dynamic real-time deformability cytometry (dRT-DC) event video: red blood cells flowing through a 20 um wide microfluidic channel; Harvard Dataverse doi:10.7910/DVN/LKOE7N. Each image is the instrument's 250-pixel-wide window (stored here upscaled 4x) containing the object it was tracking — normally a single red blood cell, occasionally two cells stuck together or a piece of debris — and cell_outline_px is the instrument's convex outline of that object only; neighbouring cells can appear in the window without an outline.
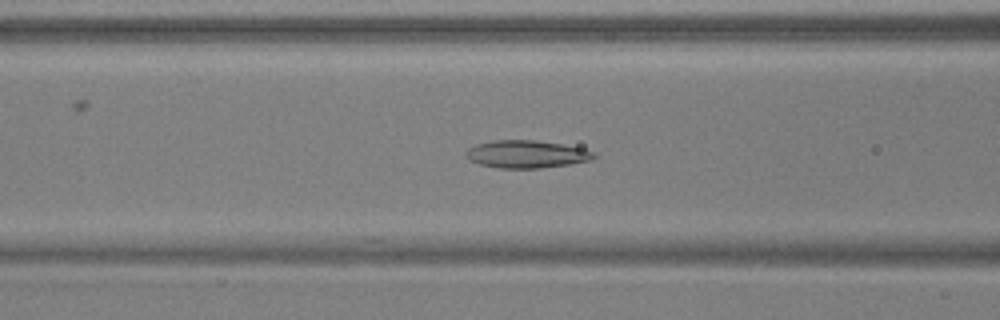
{"species": "common noctule bat (a hibernating species)", "species_latin": "Nyctalus noctula", "temperature_condition": "warm", "stored_images_in_passage": 52, "camera_frame_rate_fps": 3000, "um_per_image_px": 0.085, "animal": {"sex": "male", "body_mass_g": 17.9, "forearm_length_mm": 54.2}, "frame": {"image": 1, "passage_image": 21, "time_ms": 6.667, "image_size_px": [1000, 320], "cell_outline_px": [[596, 156], [592, 160], [568, 164], [540, 168], [500, 168], [480, 164], [464, 156], [464, 152], [468, 148], [476, 144], [496, 140], [536, 140], [584, 148], [596, 152]], "centroid_in_image_um": [44.77, 13.1], "position_along_channel_um": 121.8, "area_um2": 20.58}}
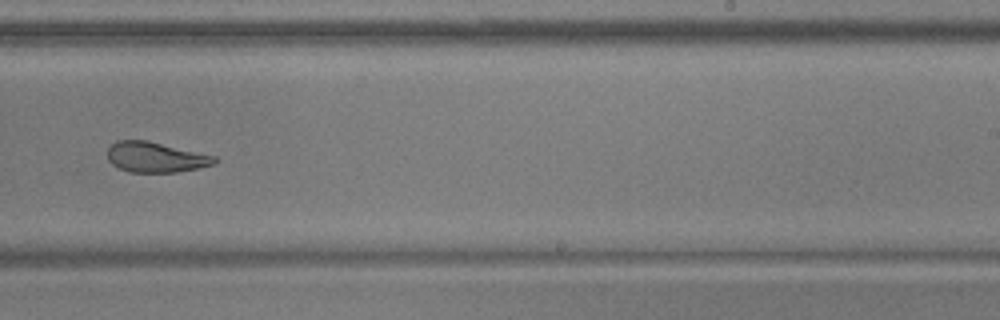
{"frame": {"image": 2, "passage_image": 33, "time_ms": 10.667, "image_size_px": [1000, 320], "cell_outline_px": [[220, 160], [216, 164], [176, 172], [128, 172], [112, 164], [108, 160], [108, 148], [116, 140], [148, 140], [216, 156]], "centroid_in_image_um": [13.25, 13.35], "position_along_channel_um": 275.7, "area_um2": 19.02}}
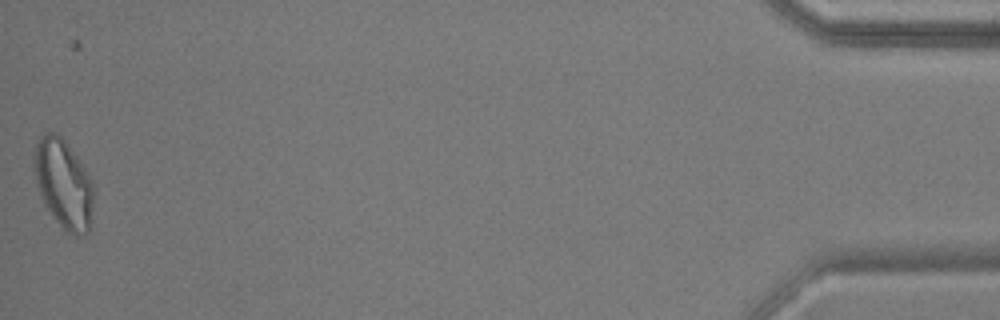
{"frame": {"image": 3, "passage_image": 52, "time_ms": 17.0, "image_size_px": [1000, 320], "cell_outline_px": [[96, 188], [88, 232], [84, 236], [76, 236], [68, 232], [52, 216], [44, 204], [36, 184], [36, 144], [40, 136], [48, 132], [56, 132], [64, 140], [76, 156], [92, 180]], "centroid_in_image_um": [5.45, 15.66], "position_along_channel_um": 429.8, "area_um2": 30.46}, "authors_computed_cell_mechanics": {"area_um2": 22.4553, "velocity_mm_per_s": 3.8534, "shape_relaxation_time_tau1_ms": null, "shape_relaxation_time_tau2_ms": 1.9717, "deformation_change_tau1": null, "deformation_change_tau2": 0.0834}}